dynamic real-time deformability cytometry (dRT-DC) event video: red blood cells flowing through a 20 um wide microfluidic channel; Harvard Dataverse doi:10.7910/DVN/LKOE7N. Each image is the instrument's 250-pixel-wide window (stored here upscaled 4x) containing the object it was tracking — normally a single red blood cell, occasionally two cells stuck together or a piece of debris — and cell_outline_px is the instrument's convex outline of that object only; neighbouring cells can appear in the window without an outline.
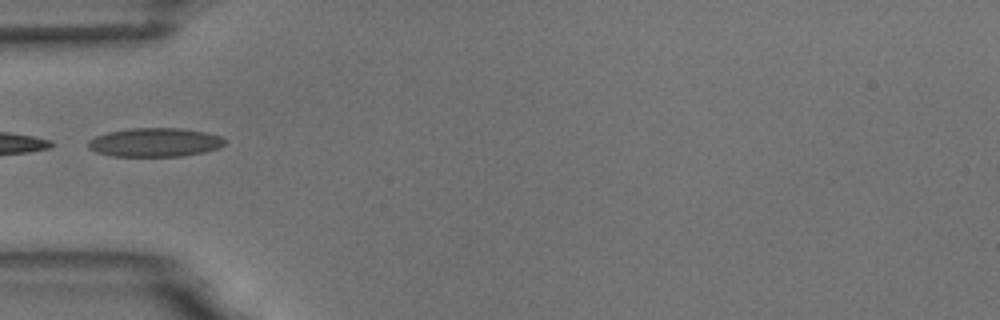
{"species": "common noctule bat (a hibernating species)", "species_latin": "Nyctalus noctula", "temperature_condition": "room temperature", "stored_images_in_passage": 5, "camera_frame_rate_fps": 3000, "um_per_image_px": 0.085, "animal": {"sex": "male", "body_mass_g": 18.8}, "frame": {"image": 1, "passage_image": 2, "time_ms": 1.333, "image_size_px": [1000, 320], "cell_outline_px": [[228, 140], [220, 148], [204, 152], [184, 156], [112, 156], [96, 152], [88, 148], [88, 140], [96, 136], [108, 132], [128, 128], [180, 128], [204, 132], [220, 136]], "centroid_in_image_um": [13.18, 12.1], "position_along_channel_um": 71.8, "area_um2": 23.06}}